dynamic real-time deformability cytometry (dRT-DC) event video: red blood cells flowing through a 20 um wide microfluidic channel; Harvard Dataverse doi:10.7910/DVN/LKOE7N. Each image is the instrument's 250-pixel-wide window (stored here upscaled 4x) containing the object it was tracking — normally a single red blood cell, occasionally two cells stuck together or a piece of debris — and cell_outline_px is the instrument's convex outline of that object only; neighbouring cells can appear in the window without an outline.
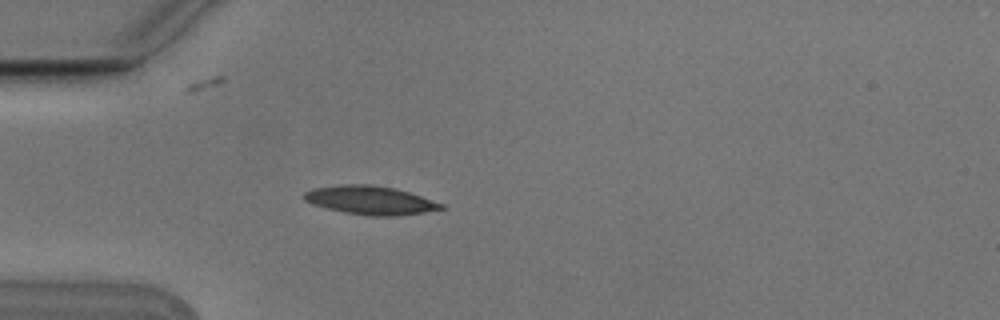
{"species": "Egyptian fruit bat (a non-hibernating species)", "species_latin": "Rousettus aegyptiacus", "temperature_condition": "cold", "stored_images_in_passage": 5, "camera_frame_rate_fps": 3000, "um_per_image_px": 0.085, "animal": {"sex": "male"}, "frame": {"image": 1, "passage_image": 5, "time_ms": 1.333, "image_size_px": [1000, 320], "cell_outline_px": [[448, 208], [424, 212], [396, 216], [368, 216], [344, 212], [312, 204], [304, 200], [304, 192], [312, 188], [340, 184], [372, 184], [392, 188], [408, 192], [444, 204]], "centroid_in_image_um": [31.47, 17.02], "position_along_channel_um": 53.5, "area_um2": 22.83}}